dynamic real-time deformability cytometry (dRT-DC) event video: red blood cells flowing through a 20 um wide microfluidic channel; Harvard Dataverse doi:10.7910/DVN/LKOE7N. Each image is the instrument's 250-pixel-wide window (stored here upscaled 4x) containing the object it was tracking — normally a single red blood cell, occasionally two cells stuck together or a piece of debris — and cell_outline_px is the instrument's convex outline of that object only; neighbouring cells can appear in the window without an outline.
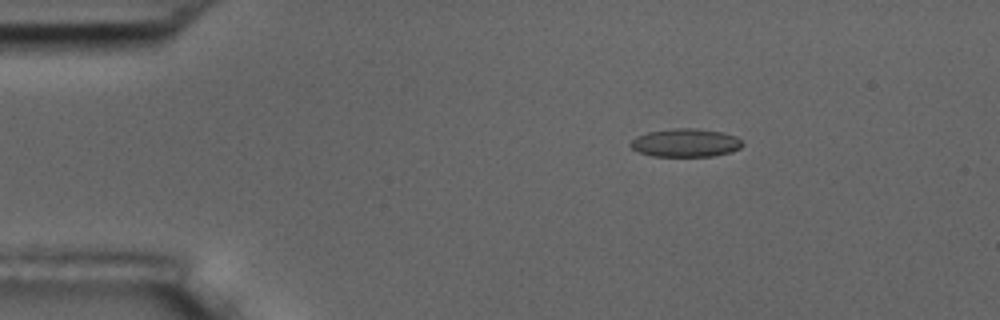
{"species": "common noctule bat (a hibernating species)", "species_latin": "Nyctalus noctula", "temperature_condition": "room temperature", "stored_images_in_passage": 4, "camera_frame_rate_fps": 3000, "um_per_image_px": 0.085, "animal": {"sex": "male", "body_mass_g": 17.5, "forearm_length_mm": 52.3}, "frame": {"image": 1, "passage_image": 2, "time_ms": 1.333, "image_size_px": [1000, 320], "cell_outline_px": [[744, 144], [740, 148], [732, 152], [712, 156], [652, 156], [640, 152], [632, 148], [628, 144], [636, 136], [648, 132], [672, 128], [696, 128], [720, 132], [736, 136], [744, 140]], "centroid_in_image_um": [58.3, 12.13], "position_along_channel_um": 26.7, "area_um2": 18.55}}
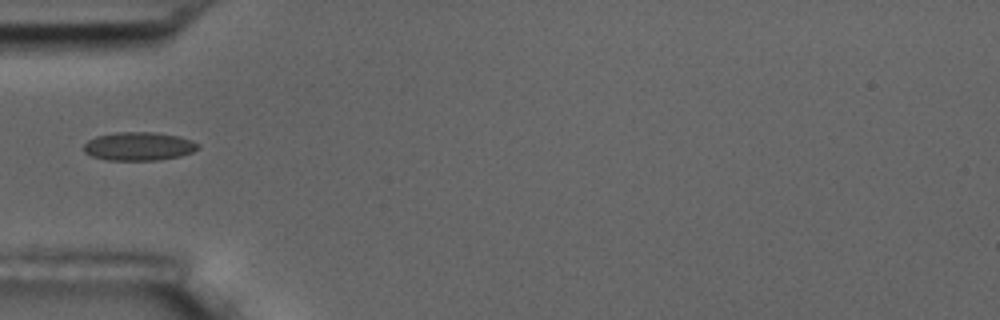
{"frame": {"image": 2, "passage_image": 4, "time_ms": 4.333, "image_size_px": [1000, 320], "cell_outline_px": [[200, 148], [192, 152], [180, 156], [160, 160], [108, 160], [92, 156], [84, 152], [84, 144], [88, 140], [96, 136], [116, 132], [156, 132], [180, 136], [192, 140], [200, 144]], "centroid_in_image_um": [11.83, 12.43], "position_along_channel_um": 73.2, "area_um2": 19.13}}